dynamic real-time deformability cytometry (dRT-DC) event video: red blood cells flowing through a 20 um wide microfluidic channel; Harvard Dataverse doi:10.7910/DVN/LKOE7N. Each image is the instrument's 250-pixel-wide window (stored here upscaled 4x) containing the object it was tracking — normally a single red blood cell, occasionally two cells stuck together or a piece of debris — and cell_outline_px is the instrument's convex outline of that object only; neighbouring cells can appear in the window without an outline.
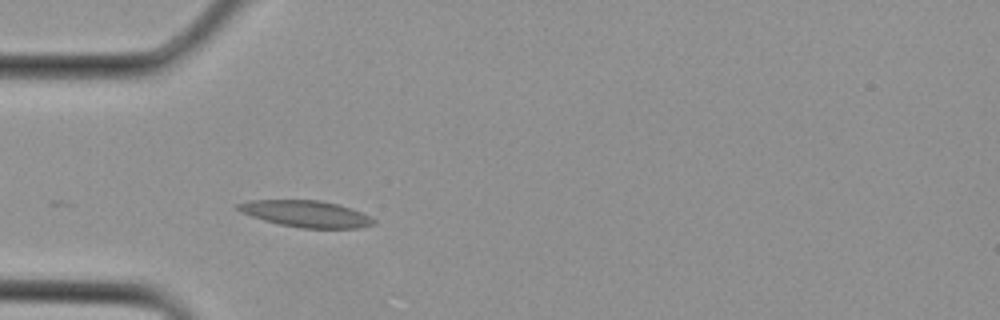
{"species": "Egyptian fruit bat (a non-hibernating species)", "species_latin": "Rousettus aegyptiacus", "temperature_condition": "cold", "stored_images_in_passage": 6, "camera_frame_rate_fps": 3000, "um_per_image_px": 0.085, "animal": {"sex": "female"}, "frame": {"image": 1, "passage_image": 2, "time_ms": 0.333, "image_size_px": [1000, 320], "cell_outline_px": [[376, 224], [360, 228], [304, 228], [280, 224], [264, 220], [240, 212], [236, 208], [236, 204], [252, 200], [320, 200], [352, 208], [376, 220]], "centroid_in_image_um": [26.02, 18.17], "position_along_channel_um": 59.0, "area_um2": 20.87}}
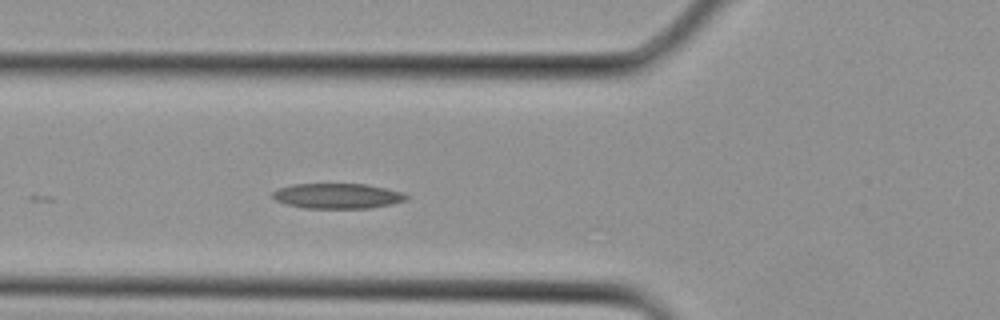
{"frame": {"image": 2, "passage_image": 4, "time_ms": 1.0, "image_size_px": [1000, 320], "cell_outline_px": [[408, 196], [404, 200], [392, 204], [368, 208], [304, 208], [284, 204], [276, 200], [272, 196], [272, 192], [276, 188], [292, 184], [364, 184], [404, 192]], "centroid_in_image_um": [28.63, 16.65], "position_along_channel_um": 97.2, "area_um2": 19.65}}
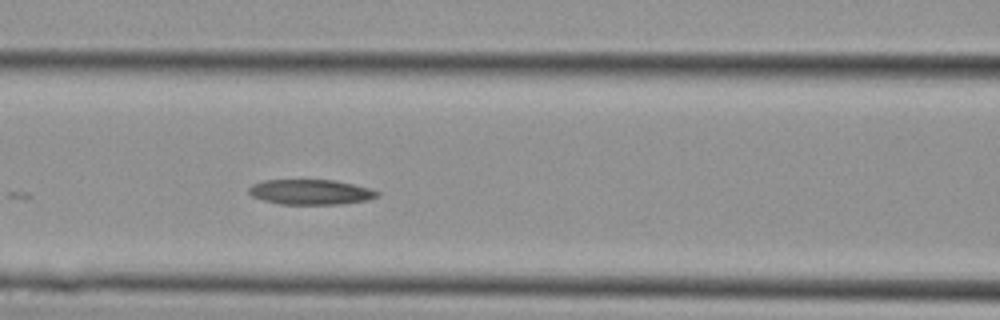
{"frame": {"image": 3, "passage_image": 6, "time_ms": 1.667, "image_size_px": [1000, 320], "cell_outline_px": [[380, 196], [368, 200], [344, 204], [280, 204], [264, 200], [252, 196], [248, 192], [248, 188], [252, 184], [264, 180], [332, 180], [372, 188], [380, 192]], "centroid_in_image_um": [26.44, 16.32], "position_along_channel_um": 140.2, "area_um2": 18.9}}